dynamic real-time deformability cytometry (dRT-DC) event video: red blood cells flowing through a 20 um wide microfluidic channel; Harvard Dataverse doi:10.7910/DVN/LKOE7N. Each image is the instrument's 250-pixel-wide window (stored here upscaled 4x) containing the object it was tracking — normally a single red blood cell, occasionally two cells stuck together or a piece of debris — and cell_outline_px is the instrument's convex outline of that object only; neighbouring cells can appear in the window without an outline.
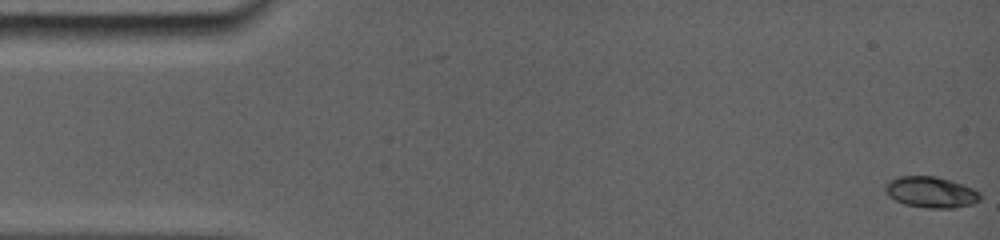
{"species": "common noctule bat (a hibernating species)", "species_latin": "Nyctalus noctula", "temperature_condition": "room temperature", "stored_images_in_passage": 12, "camera_frame_rate_fps": 5000, "um_per_image_px": 0.085, "animal": {"sex": "female", "body_mass_g": 19.0, "forearm_length_mm": 56.7}, "frame": {"image": 1, "passage_image": 1, "time_ms": 0.0, "image_size_px": [1000, 240], "cell_outline_px": [[980, 200], [972, 204], [956, 208], [924, 208], [904, 204], [888, 196], [888, 184], [892, 180], [900, 176], [932, 176], [948, 180], [972, 188], [980, 192]], "centroid_in_image_um": [79.18, 16.36], "position_along_channel_um": 5.8, "area_um2": 16.76}}